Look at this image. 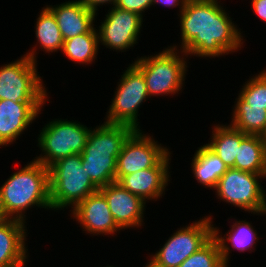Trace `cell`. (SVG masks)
<instances>
[{
    "label": "cell",
    "instance_id": "obj_26",
    "mask_svg": "<svg viewBox=\"0 0 266 267\" xmlns=\"http://www.w3.org/2000/svg\"><path fill=\"white\" fill-rule=\"evenodd\" d=\"M178 267H227L221 257L219 244L212 236L195 253L185 259Z\"/></svg>",
    "mask_w": 266,
    "mask_h": 267
},
{
    "label": "cell",
    "instance_id": "obj_14",
    "mask_svg": "<svg viewBox=\"0 0 266 267\" xmlns=\"http://www.w3.org/2000/svg\"><path fill=\"white\" fill-rule=\"evenodd\" d=\"M70 217L76 219L80 227L87 234L114 235L121 232L115 223L104 195L98 190L87 196L72 210Z\"/></svg>",
    "mask_w": 266,
    "mask_h": 267
},
{
    "label": "cell",
    "instance_id": "obj_10",
    "mask_svg": "<svg viewBox=\"0 0 266 267\" xmlns=\"http://www.w3.org/2000/svg\"><path fill=\"white\" fill-rule=\"evenodd\" d=\"M128 66L123 75H120L104 122L127 125L134 130H140L139 108L150 97L143 74L133 64Z\"/></svg>",
    "mask_w": 266,
    "mask_h": 267
},
{
    "label": "cell",
    "instance_id": "obj_4",
    "mask_svg": "<svg viewBox=\"0 0 266 267\" xmlns=\"http://www.w3.org/2000/svg\"><path fill=\"white\" fill-rule=\"evenodd\" d=\"M179 45L165 47L150 56H141L132 63L144 76L149 97L180 94L185 85L188 57Z\"/></svg>",
    "mask_w": 266,
    "mask_h": 267
},
{
    "label": "cell",
    "instance_id": "obj_28",
    "mask_svg": "<svg viewBox=\"0 0 266 267\" xmlns=\"http://www.w3.org/2000/svg\"><path fill=\"white\" fill-rule=\"evenodd\" d=\"M152 0H117L115 7L136 13L144 17L146 10L151 8Z\"/></svg>",
    "mask_w": 266,
    "mask_h": 267
},
{
    "label": "cell",
    "instance_id": "obj_25",
    "mask_svg": "<svg viewBox=\"0 0 266 267\" xmlns=\"http://www.w3.org/2000/svg\"><path fill=\"white\" fill-rule=\"evenodd\" d=\"M99 40L96 27L88 33L64 40L61 52L75 64L89 65L97 60Z\"/></svg>",
    "mask_w": 266,
    "mask_h": 267
},
{
    "label": "cell",
    "instance_id": "obj_22",
    "mask_svg": "<svg viewBox=\"0 0 266 267\" xmlns=\"http://www.w3.org/2000/svg\"><path fill=\"white\" fill-rule=\"evenodd\" d=\"M191 161L194 179L209 190L215 189L218 180L228 169L224 162L205 144L197 148Z\"/></svg>",
    "mask_w": 266,
    "mask_h": 267
},
{
    "label": "cell",
    "instance_id": "obj_23",
    "mask_svg": "<svg viewBox=\"0 0 266 267\" xmlns=\"http://www.w3.org/2000/svg\"><path fill=\"white\" fill-rule=\"evenodd\" d=\"M235 169L255 174H266V149L259 135H247L240 143Z\"/></svg>",
    "mask_w": 266,
    "mask_h": 267
},
{
    "label": "cell",
    "instance_id": "obj_11",
    "mask_svg": "<svg viewBox=\"0 0 266 267\" xmlns=\"http://www.w3.org/2000/svg\"><path fill=\"white\" fill-rule=\"evenodd\" d=\"M143 132L134 130L123 144L117 157L115 182L123 176L155 167L170 152L167 146L155 141L153 135Z\"/></svg>",
    "mask_w": 266,
    "mask_h": 267
},
{
    "label": "cell",
    "instance_id": "obj_2",
    "mask_svg": "<svg viewBox=\"0 0 266 267\" xmlns=\"http://www.w3.org/2000/svg\"><path fill=\"white\" fill-rule=\"evenodd\" d=\"M32 207L52 210L49 169L33 159L0 186V218L27 223L26 212Z\"/></svg>",
    "mask_w": 266,
    "mask_h": 267
},
{
    "label": "cell",
    "instance_id": "obj_19",
    "mask_svg": "<svg viewBox=\"0 0 266 267\" xmlns=\"http://www.w3.org/2000/svg\"><path fill=\"white\" fill-rule=\"evenodd\" d=\"M235 220V222H232L233 225L230 226V230L227 233L225 232L224 236L219 230L220 228L215 227L213 224V237L219 244L222 261L227 267L230 266L228 264H230L229 260L230 253L233 251L232 248L237 249L238 252L244 253L245 251H250L252 253L256 250L254 246L257 243L255 242L260 240V236H258V232L252 227L251 222L240 219Z\"/></svg>",
    "mask_w": 266,
    "mask_h": 267
},
{
    "label": "cell",
    "instance_id": "obj_13",
    "mask_svg": "<svg viewBox=\"0 0 266 267\" xmlns=\"http://www.w3.org/2000/svg\"><path fill=\"white\" fill-rule=\"evenodd\" d=\"M99 191L104 195L112 217L122 231L144 225L146 202L141 197L124 189L117 182L100 187Z\"/></svg>",
    "mask_w": 266,
    "mask_h": 267
},
{
    "label": "cell",
    "instance_id": "obj_17",
    "mask_svg": "<svg viewBox=\"0 0 266 267\" xmlns=\"http://www.w3.org/2000/svg\"><path fill=\"white\" fill-rule=\"evenodd\" d=\"M26 226L20 220L0 218V267H26Z\"/></svg>",
    "mask_w": 266,
    "mask_h": 267
},
{
    "label": "cell",
    "instance_id": "obj_3",
    "mask_svg": "<svg viewBox=\"0 0 266 267\" xmlns=\"http://www.w3.org/2000/svg\"><path fill=\"white\" fill-rule=\"evenodd\" d=\"M133 131L130 126L107 122L91 128L81 153L82 167L99 188L115 182L117 157Z\"/></svg>",
    "mask_w": 266,
    "mask_h": 267
},
{
    "label": "cell",
    "instance_id": "obj_12",
    "mask_svg": "<svg viewBox=\"0 0 266 267\" xmlns=\"http://www.w3.org/2000/svg\"><path fill=\"white\" fill-rule=\"evenodd\" d=\"M143 17L123 10L110 7L104 20L97 27L100 44L113 51L126 52L138 43L142 31Z\"/></svg>",
    "mask_w": 266,
    "mask_h": 267
},
{
    "label": "cell",
    "instance_id": "obj_16",
    "mask_svg": "<svg viewBox=\"0 0 266 267\" xmlns=\"http://www.w3.org/2000/svg\"><path fill=\"white\" fill-rule=\"evenodd\" d=\"M44 104L46 102L0 100V148L16 143L19 136L39 118Z\"/></svg>",
    "mask_w": 266,
    "mask_h": 267
},
{
    "label": "cell",
    "instance_id": "obj_6",
    "mask_svg": "<svg viewBox=\"0 0 266 267\" xmlns=\"http://www.w3.org/2000/svg\"><path fill=\"white\" fill-rule=\"evenodd\" d=\"M91 128L76 120L61 118L45 123L37 137V146L41 153L34 157V160L49 168L64 157L81 154Z\"/></svg>",
    "mask_w": 266,
    "mask_h": 267
},
{
    "label": "cell",
    "instance_id": "obj_21",
    "mask_svg": "<svg viewBox=\"0 0 266 267\" xmlns=\"http://www.w3.org/2000/svg\"><path fill=\"white\" fill-rule=\"evenodd\" d=\"M246 136L230 124H215L210 141L205 145L224 162L227 168H234L238 148Z\"/></svg>",
    "mask_w": 266,
    "mask_h": 267
},
{
    "label": "cell",
    "instance_id": "obj_8",
    "mask_svg": "<svg viewBox=\"0 0 266 267\" xmlns=\"http://www.w3.org/2000/svg\"><path fill=\"white\" fill-rule=\"evenodd\" d=\"M212 220L208 215L178 228L143 267H178L213 236Z\"/></svg>",
    "mask_w": 266,
    "mask_h": 267
},
{
    "label": "cell",
    "instance_id": "obj_7",
    "mask_svg": "<svg viewBox=\"0 0 266 267\" xmlns=\"http://www.w3.org/2000/svg\"><path fill=\"white\" fill-rule=\"evenodd\" d=\"M262 179H266V174L228 168L218 180L215 197L241 211L266 216V191L261 185Z\"/></svg>",
    "mask_w": 266,
    "mask_h": 267
},
{
    "label": "cell",
    "instance_id": "obj_9",
    "mask_svg": "<svg viewBox=\"0 0 266 267\" xmlns=\"http://www.w3.org/2000/svg\"><path fill=\"white\" fill-rule=\"evenodd\" d=\"M37 62L23 55L0 66V100L13 102H49Z\"/></svg>",
    "mask_w": 266,
    "mask_h": 267
},
{
    "label": "cell",
    "instance_id": "obj_5",
    "mask_svg": "<svg viewBox=\"0 0 266 267\" xmlns=\"http://www.w3.org/2000/svg\"><path fill=\"white\" fill-rule=\"evenodd\" d=\"M50 201L53 211L71 210L99 187L82 167L81 154L64 157L49 168ZM69 207V208H68Z\"/></svg>",
    "mask_w": 266,
    "mask_h": 267
},
{
    "label": "cell",
    "instance_id": "obj_18",
    "mask_svg": "<svg viewBox=\"0 0 266 267\" xmlns=\"http://www.w3.org/2000/svg\"><path fill=\"white\" fill-rule=\"evenodd\" d=\"M56 18L63 40L88 33L94 26L97 14L78 0L46 5Z\"/></svg>",
    "mask_w": 266,
    "mask_h": 267
},
{
    "label": "cell",
    "instance_id": "obj_27",
    "mask_svg": "<svg viewBox=\"0 0 266 267\" xmlns=\"http://www.w3.org/2000/svg\"><path fill=\"white\" fill-rule=\"evenodd\" d=\"M238 96L251 107L266 109V68L249 77Z\"/></svg>",
    "mask_w": 266,
    "mask_h": 267
},
{
    "label": "cell",
    "instance_id": "obj_31",
    "mask_svg": "<svg viewBox=\"0 0 266 267\" xmlns=\"http://www.w3.org/2000/svg\"><path fill=\"white\" fill-rule=\"evenodd\" d=\"M188 0H152V6L155 4H161L164 7L175 8L178 7L179 14L184 10L186 2Z\"/></svg>",
    "mask_w": 266,
    "mask_h": 267
},
{
    "label": "cell",
    "instance_id": "obj_20",
    "mask_svg": "<svg viewBox=\"0 0 266 267\" xmlns=\"http://www.w3.org/2000/svg\"><path fill=\"white\" fill-rule=\"evenodd\" d=\"M39 12L34 27L37 44L33 45L34 48L32 47L29 52L27 51L24 54L34 62H37V48L43 49L42 51L49 55L53 52L61 51L64 43L53 13L46 6L42 7Z\"/></svg>",
    "mask_w": 266,
    "mask_h": 267
},
{
    "label": "cell",
    "instance_id": "obj_30",
    "mask_svg": "<svg viewBox=\"0 0 266 267\" xmlns=\"http://www.w3.org/2000/svg\"><path fill=\"white\" fill-rule=\"evenodd\" d=\"M250 3L256 16L266 22V0H251Z\"/></svg>",
    "mask_w": 266,
    "mask_h": 267
},
{
    "label": "cell",
    "instance_id": "obj_24",
    "mask_svg": "<svg viewBox=\"0 0 266 267\" xmlns=\"http://www.w3.org/2000/svg\"><path fill=\"white\" fill-rule=\"evenodd\" d=\"M230 125L246 135L263 136L266 133V109L251 107L239 96L232 107Z\"/></svg>",
    "mask_w": 266,
    "mask_h": 267
},
{
    "label": "cell",
    "instance_id": "obj_32",
    "mask_svg": "<svg viewBox=\"0 0 266 267\" xmlns=\"http://www.w3.org/2000/svg\"><path fill=\"white\" fill-rule=\"evenodd\" d=\"M262 137L264 139V145H265V149H266V133Z\"/></svg>",
    "mask_w": 266,
    "mask_h": 267
},
{
    "label": "cell",
    "instance_id": "obj_15",
    "mask_svg": "<svg viewBox=\"0 0 266 267\" xmlns=\"http://www.w3.org/2000/svg\"><path fill=\"white\" fill-rule=\"evenodd\" d=\"M170 151L155 167L123 176L117 183L132 194L141 197L146 203L157 201L165 195L170 181Z\"/></svg>",
    "mask_w": 266,
    "mask_h": 267
},
{
    "label": "cell",
    "instance_id": "obj_1",
    "mask_svg": "<svg viewBox=\"0 0 266 267\" xmlns=\"http://www.w3.org/2000/svg\"><path fill=\"white\" fill-rule=\"evenodd\" d=\"M220 3L218 0H188L178 14L182 39L179 48L188 57L215 59L243 47L245 40L241 29Z\"/></svg>",
    "mask_w": 266,
    "mask_h": 267
},
{
    "label": "cell",
    "instance_id": "obj_29",
    "mask_svg": "<svg viewBox=\"0 0 266 267\" xmlns=\"http://www.w3.org/2000/svg\"><path fill=\"white\" fill-rule=\"evenodd\" d=\"M81 2L87 9L94 11L96 14L98 13V6L102 7L103 5L107 6L110 4L111 7H114L117 0H78Z\"/></svg>",
    "mask_w": 266,
    "mask_h": 267
}]
</instances>
